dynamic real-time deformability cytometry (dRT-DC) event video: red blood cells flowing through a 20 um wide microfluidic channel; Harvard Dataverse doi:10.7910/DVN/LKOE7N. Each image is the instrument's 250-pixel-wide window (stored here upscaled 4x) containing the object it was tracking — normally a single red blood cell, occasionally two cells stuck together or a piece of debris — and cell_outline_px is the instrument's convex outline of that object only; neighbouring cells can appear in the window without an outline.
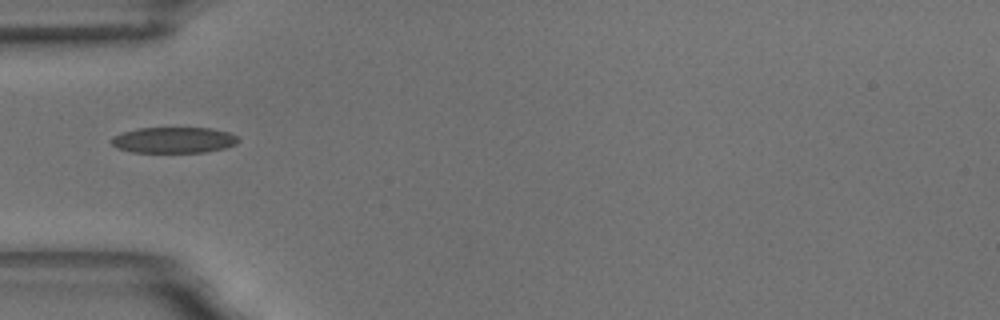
{"species": "common noctule bat (a hibernating species)", "species_latin": "Nyctalus noctula", "temperature_condition": "room temperature", "stored_images_in_passage": 29, "camera_frame_rate_fps": 3000, "um_per_image_px": 0.085, "animal": {"sex": "male", "body_mass_g": 18.8}, "frame": {"image": 1, "passage_image": 1, "time_ms": 0.0, "image_size_px": [1000, 320], "cell_outline_px": [[240, 140], [236, 144], [224, 148], [204, 152], [132, 152], [120, 148], [112, 144], [108, 140], [112, 136], [136, 128], [212, 128], [228, 132], [236, 136]], "centroid_in_image_um": [14.76, 11.9], "position_along_channel_um": 70.2, "area_um2": 19.13}}
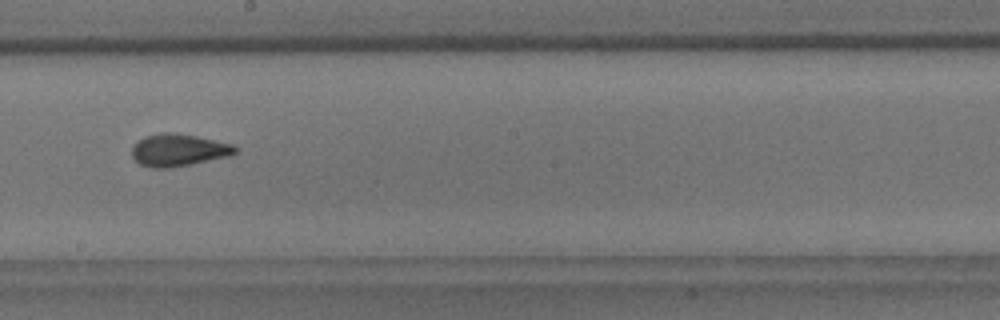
{"frame": {"image": 2, "passage_image": 15, "time_ms": 4.667, "image_size_px": [1000, 320], "cell_outline_px": [[236, 152], [228, 156], [192, 164], [172, 168], [152, 168], [140, 164], [132, 156], [132, 148], [144, 136], [164, 132], [172, 132], [196, 136], [232, 144], [236, 148]], "centroid_in_image_um": [15.15, 12.76], "position_along_channel_um": 233.0, "area_um2": 19.25}, "authors_computed_cell_mechanics": {"area_um2": 18.785, "velocity_mm_per_s": 3.4658, "shape_relaxation_time_tau1_ms": 6.4014, "shape_relaxation_time_tau2_ms": 1.8571, "deformation_change_tau1": 0.1655, "deformation_change_tau2": 0.0808}}